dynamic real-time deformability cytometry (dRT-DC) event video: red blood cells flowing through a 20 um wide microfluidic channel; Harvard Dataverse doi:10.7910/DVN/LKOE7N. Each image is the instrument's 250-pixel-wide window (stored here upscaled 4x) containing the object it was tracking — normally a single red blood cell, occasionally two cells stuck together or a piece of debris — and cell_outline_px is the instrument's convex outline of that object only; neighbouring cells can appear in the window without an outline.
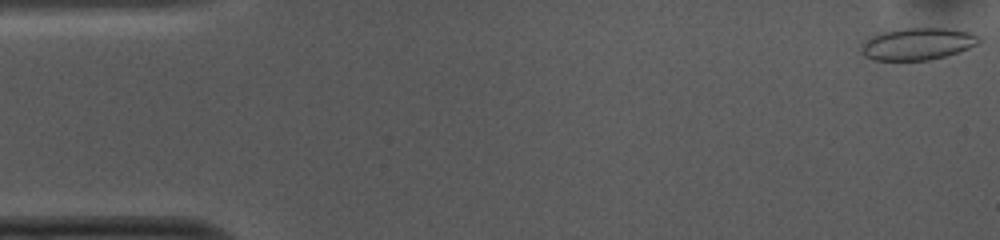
{"species": "common noctule bat (a hibernating species)", "species_latin": "Nyctalus noctula", "temperature_condition": "cold", "stored_images_in_passage": 9, "camera_frame_rate_fps": 3000, "um_per_image_px": 0.085, "animal": {"sex": "female", "body_mass_g": 10.0, "forearm_length_mm": 53.1}, "frame": {"image": 1, "passage_image": 1, "time_ms": 0.0, "image_size_px": [1000, 240], "cell_outline_px": [[984, 40], [980, 44], [960, 52], [948, 56], [928, 60], [872, 60], [864, 56], [860, 52], [860, 44], [872, 36], [884, 32], [904, 28], [948, 28], [972, 32], [980, 36]], "centroid_in_image_um": [78.06, 3.73], "position_along_channel_um": 6.9, "area_um2": 22.48}}